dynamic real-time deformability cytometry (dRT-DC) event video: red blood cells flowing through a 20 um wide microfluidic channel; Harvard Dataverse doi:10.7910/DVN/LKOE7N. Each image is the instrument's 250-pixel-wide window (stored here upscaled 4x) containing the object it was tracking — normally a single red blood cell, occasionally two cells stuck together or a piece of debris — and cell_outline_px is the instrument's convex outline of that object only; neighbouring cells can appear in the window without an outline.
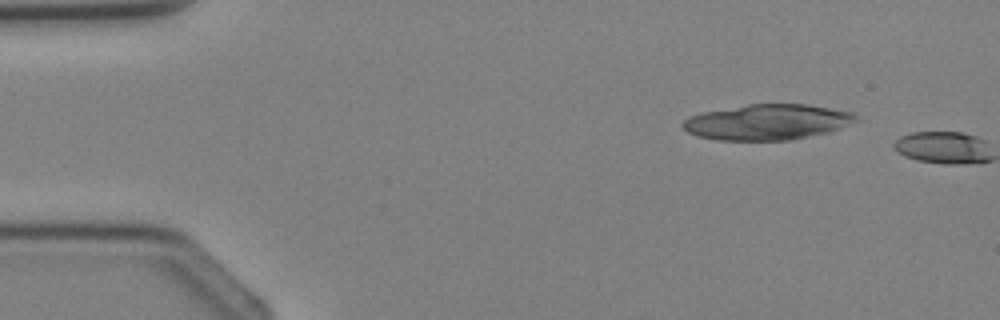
{"species": "Egyptian fruit bat (a non-hibernating species)", "species_latin": "Rousettus aegyptiacus", "temperature_condition": "cold", "stored_images_in_passage": 2, "camera_frame_rate_fps": 3000, "um_per_image_px": 0.085, "animal": {"sex": "female"}, "frame": {"image": 1, "passage_image": 1, "time_ms": 0.0, "image_size_px": [1000, 320], "cell_outline_px": [[860, 120], [852, 124], [828, 132], [792, 140], [716, 140], [696, 136], [688, 132], [680, 124], [688, 116], [700, 112], [748, 104], [808, 104], [852, 112]], "centroid_in_image_um": [65.21, 10.37], "position_along_channel_um": 19.8, "area_um2": 36.18}}